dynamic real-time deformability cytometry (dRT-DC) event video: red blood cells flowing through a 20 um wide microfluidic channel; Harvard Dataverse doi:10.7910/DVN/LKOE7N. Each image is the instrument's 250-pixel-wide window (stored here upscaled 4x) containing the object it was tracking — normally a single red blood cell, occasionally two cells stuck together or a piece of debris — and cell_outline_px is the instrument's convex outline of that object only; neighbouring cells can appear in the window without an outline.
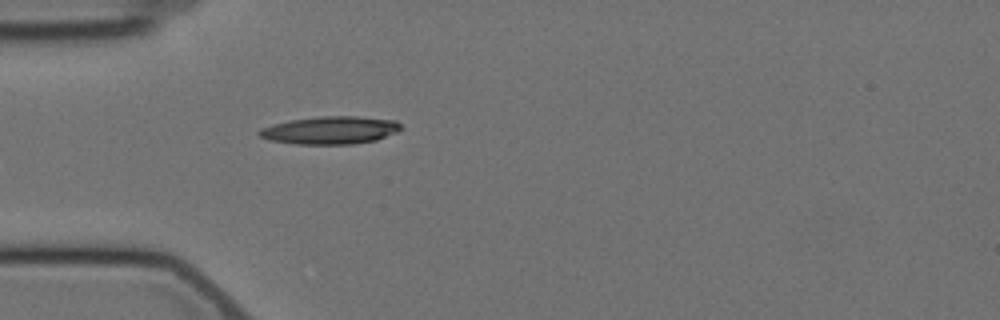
{"species": "Egyptian fruit bat (a non-hibernating species)", "species_latin": "Rousettus aegyptiacus", "temperature_condition": "cold", "stored_images_in_passage": 42, "camera_frame_rate_fps": 3000, "um_per_image_px": 0.085, "animal": {"sex": "female"}, "frame": {"image": 1, "passage_image": 1, "time_ms": 0.0, "image_size_px": [1000, 320], "cell_outline_px": [[404, 128], [396, 132], [376, 140], [352, 144], [296, 144], [272, 140], [260, 136], [256, 132], [260, 128], [272, 124], [292, 120], [320, 116], [356, 116], [396, 120]], "centroid_in_image_um": [28.09, 11.06], "position_along_channel_um": 56.9, "area_um2": 22.89}}
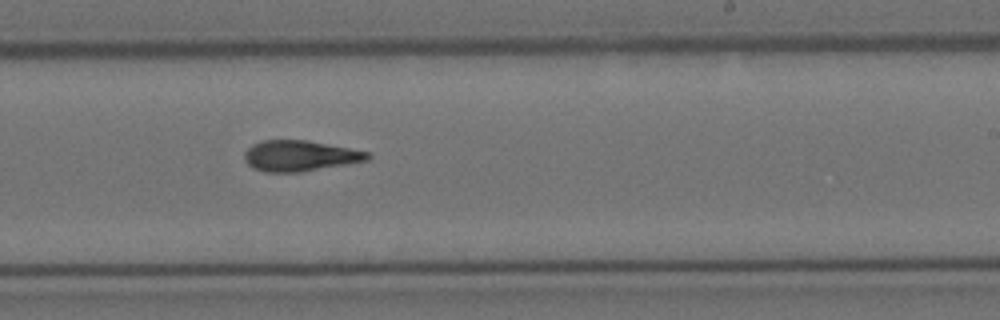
{"frame": {"image": 2, "passage_image": 19, "time_ms": 6.0, "image_size_px": [1000, 320], "cell_outline_px": [[372, 156], [368, 160], [300, 172], [264, 172], [252, 168], [244, 160], [244, 152], [252, 144], [264, 140], [308, 140], [368, 152]], "centroid_in_image_um": [25.44, 13.24], "position_along_channel_um": 263.6, "area_um2": 21.96}}
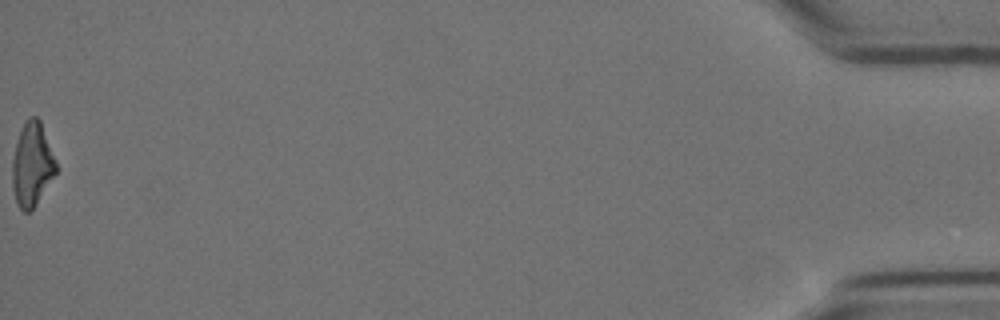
{"frame": {"image": 3, "passage_image": 42, "time_ms": 13.667, "image_size_px": [1000, 320], "cell_outline_px": [[56, 172], [36, 204], [28, 212], [24, 212], [16, 204], [12, 184], [12, 160], [20, 128], [28, 116], [36, 116], [40, 120], [56, 160]], "centroid_in_image_um": [2.71, 13.95], "position_along_channel_um": 432.5, "area_um2": 21.27}, "authors_computed_cell_mechanics": {"area_um2": 21.7039, "velocity_mm_per_s": 3.5222, "shape_relaxation_time_tau1_ms": 5.9029, "shape_relaxation_time_tau2_ms": 8.551, "deformation_change_tau1": 0.1923, "deformation_change_tau2": 0.1679}}